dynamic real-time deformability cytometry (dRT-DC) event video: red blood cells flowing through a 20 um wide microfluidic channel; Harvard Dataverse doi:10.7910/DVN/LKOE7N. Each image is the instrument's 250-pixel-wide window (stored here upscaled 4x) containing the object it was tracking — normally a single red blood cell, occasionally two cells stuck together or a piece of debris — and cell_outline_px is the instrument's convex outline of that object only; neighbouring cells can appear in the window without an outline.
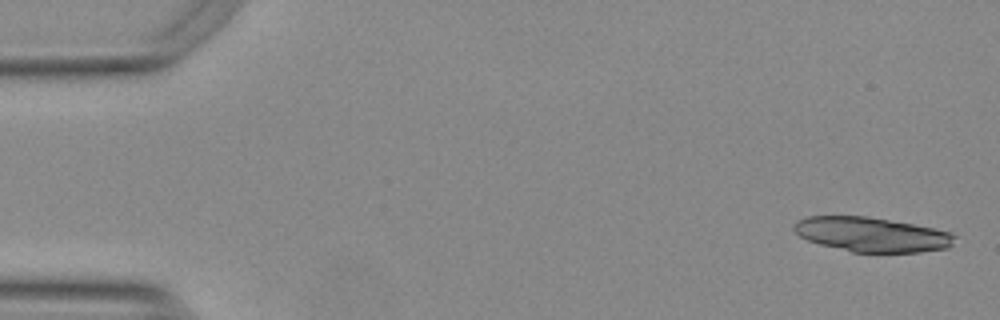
{"species": "Egyptian fruit bat (a non-hibernating species)", "species_latin": "Rousettus aegyptiacus", "temperature_condition": "warm", "stored_images_in_passage": 34, "camera_frame_rate_fps": 3000, "um_per_image_px": 0.085, "animal": {"sex": "female"}, "frame": {"image": 1, "passage_image": 1, "time_ms": 0.0, "image_size_px": [1000, 320], "cell_outline_px": [[956, 236], [952, 244], [948, 248], [920, 252], [852, 252], [820, 244], [808, 240], [800, 236], [792, 228], [792, 224], [796, 220], [808, 216], [868, 216], [912, 224], [952, 232]], "centroid_in_image_um": [74.08, 19.93], "position_along_channel_um": 10.9, "area_um2": 32.37}}
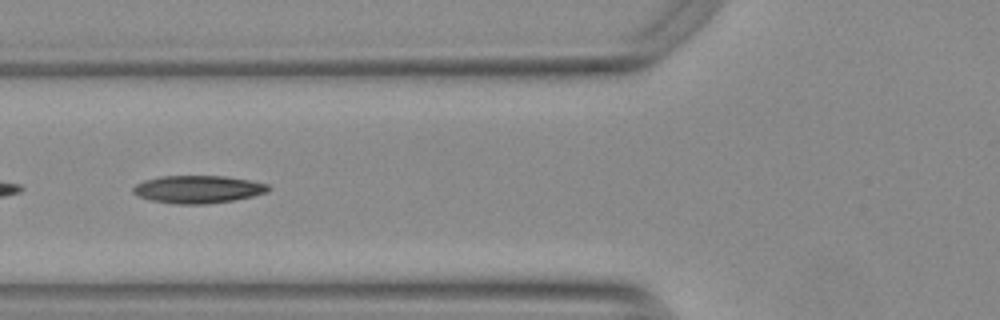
{"frame": {"image": 2, "passage_image": 20, "time_ms": 6.333, "image_size_px": [1000, 320], "cell_outline_px": [[272, 188], [268, 192], [252, 196], [232, 200], [204, 204], [176, 204], [152, 200], [140, 196], [132, 192], [132, 188], [136, 184], [144, 180], [160, 176], [224, 176], [252, 180], [268, 184]], "centroid_in_image_um": [16.86, 16.08], "position_along_channel_um": 108.9, "area_um2": 21.79}}
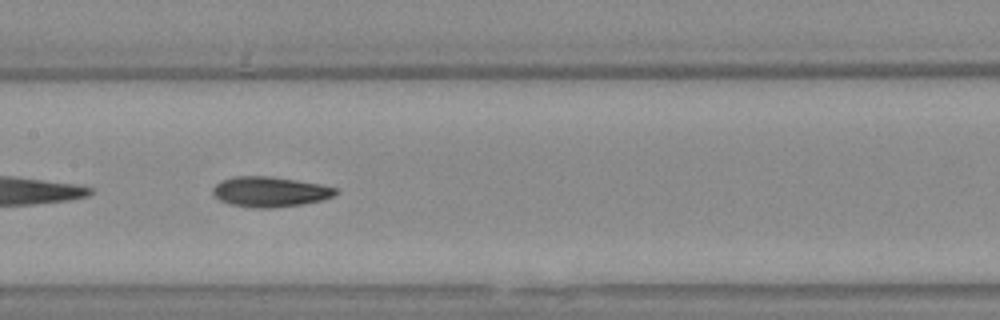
{"frame": {"image": 3, "passage_image": 26, "time_ms": 8.333, "image_size_px": [1000, 320], "cell_outline_px": [[340, 192], [336, 196], [304, 204], [272, 208], [252, 208], [228, 204], [220, 200], [212, 192], [212, 188], [220, 180], [236, 176], [268, 176], [296, 180], [320, 184], [336, 188]], "centroid_in_image_um": [22.95, 16.3], "position_along_channel_um": 184.4, "area_um2": 21.79}}